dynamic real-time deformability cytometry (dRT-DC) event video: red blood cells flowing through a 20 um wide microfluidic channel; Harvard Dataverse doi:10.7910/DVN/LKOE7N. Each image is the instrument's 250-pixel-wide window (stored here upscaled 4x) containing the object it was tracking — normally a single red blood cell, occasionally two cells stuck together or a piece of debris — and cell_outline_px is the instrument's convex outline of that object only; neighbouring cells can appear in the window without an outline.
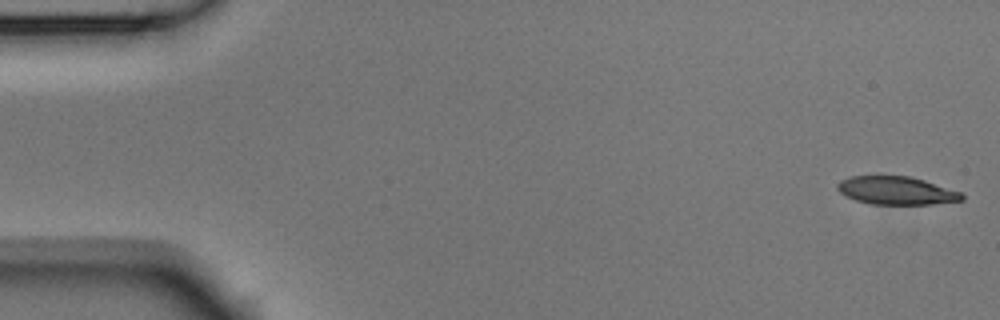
{"species": "Egyptian fruit bat (a non-hibernating species)", "species_latin": "Rousettus aegyptiacus", "temperature_condition": "room temperature", "stored_images_in_passage": 53, "camera_frame_rate_fps": 3000, "um_per_image_px": 0.085, "animal": {"sex": "male"}, "frame": {"image": 1, "passage_image": 1, "time_ms": 0.0, "image_size_px": [1000, 320], "cell_outline_px": [[964, 200], [932, 204], [872, 204], [856, 200], [840, 192], [836, 188], [836, 184], [840, 180], [852, 176], [908, 176], [924, 180], [964, 192]], "centroid_in_image_um": [76.23, 16.19], "position_along_channel_um": 8.8, "area_um2": 20.4}}
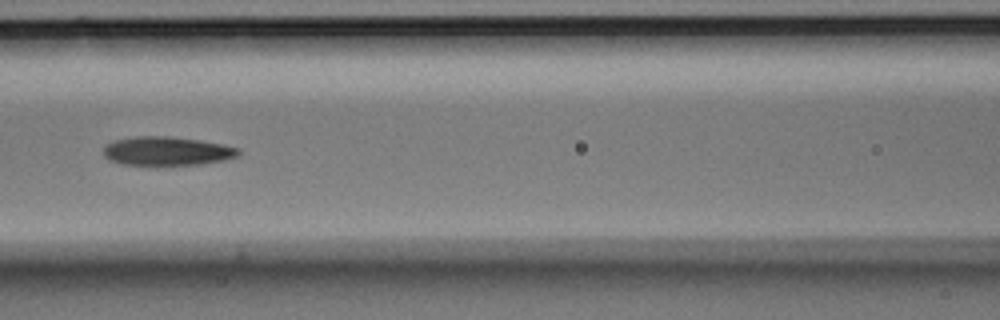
{"frame": {"image": 2, "passage_image": 23, "time_ms": 7.333, "image_size_px": [1000, 320], "cell_outline_px": [[240, 152], [236, 156], [224, 160], [200, 164], [124, 164], [108, 160], [104, 156], [104, 144], [116, 140], [136, 136], [164, 136], [200, 140], [240, 148]], "centroid_in_image_um": [14.16, 12.83], "position_along_channel_um": 152.4, "area_um2": 22.31}}
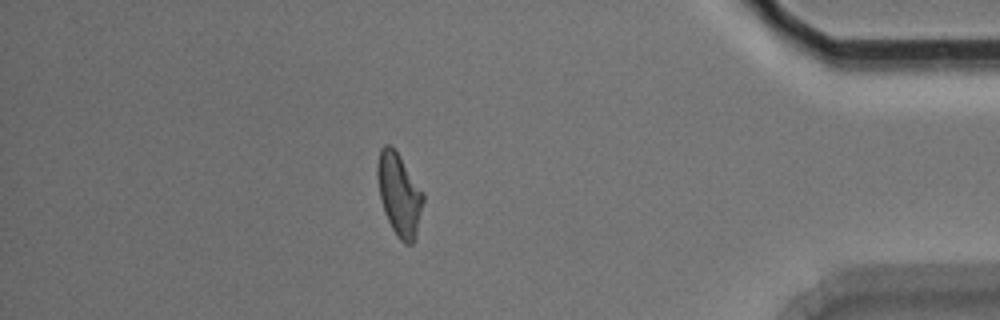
{"frame": {"image": 3, "passage_image": 46, "time_ms": 15.0, "image_size_px": [1000, 320], "cell_outline_px": [[424, 200], [416, 240], [412, 244], [404, 244], [400, 240], [392, 228], [384, 212], [380, 196], [376, 176], [376, 164], [380, 148], [384, 144], [392, 144], [424, 192]], "centroid_in_image_um": [33.93, 16.51], "position_along_channel_um": 401.3, "area_um2": 22.43}, "authors_computed_cell_mechanics": {"area_um2": 22.1952, "velocity_mm_per_s": 3.7678, "shape_relaxation_time_tau1_ms": 3.8776, "shape_relaxation_time_tau2_ms": 4.2037, "deformation_change_tau1": 0.1693, "deformation_change_tau2": 0.1328}}